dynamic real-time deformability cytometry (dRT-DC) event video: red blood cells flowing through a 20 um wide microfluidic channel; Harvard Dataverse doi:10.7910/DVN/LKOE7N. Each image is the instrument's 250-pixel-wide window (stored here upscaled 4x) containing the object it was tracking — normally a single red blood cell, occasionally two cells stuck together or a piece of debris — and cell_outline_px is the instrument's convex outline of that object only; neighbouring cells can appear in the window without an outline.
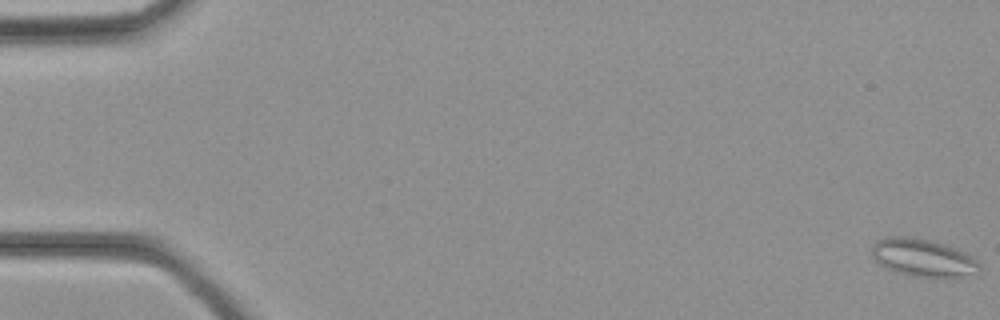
{"species": "common noctule bat (a hibernating species)", "species_latin": "Nyctalus noctula", "temperature_condition": "cold", "stored_images_in_passage": 37, "camera_frame_rate_fps": 3000, "um_per_image_px": 0.085, "animal": {"sex": "female", "body_mass_g": 21.9}, "frame": {"image": 1, "passage_image": 1, "time_ms": 0.0, "image_size_px": [1000, 320], "cell_outline_px": [[980, 272], [944, 280], [912, 276], [896, 272], [880, 264], [872, 256], [872, 244], [876, 240], [888, 236], [904, 236], [932, 240], [956, 248], [972, 256], [980, 264]], "centroid_in_image_um": [78.48, 21.93], "position_along_channel_um": 6.5, "area_um2": 24.22}}
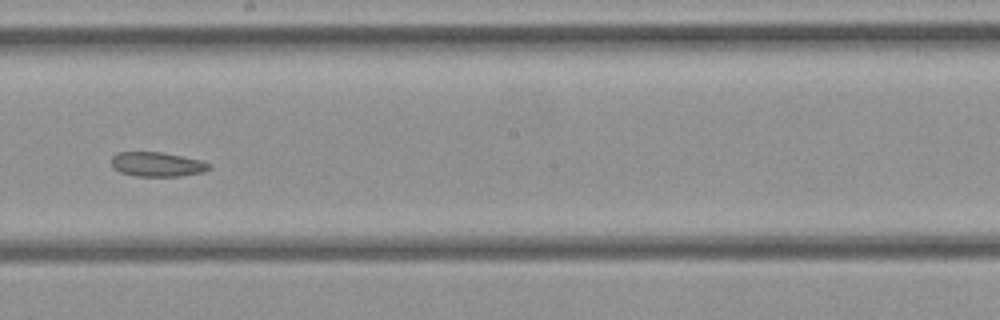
{"frame": {"image": 2, "passage_image": 21, "time_ms": 6.667, "image_size_px": [1000, 320], "cell_outline_px": [[212, 168], [204, 172], [180, 176], [136, 176], [120, 172], [112, 168], [112, 156], [116, 152], [160, 152], [200, 160], [212, 164]], "centroid_in_image_um": [13.36, 13.97], "position_along_channel_um": 234.8, "area_um2": 13.99}}
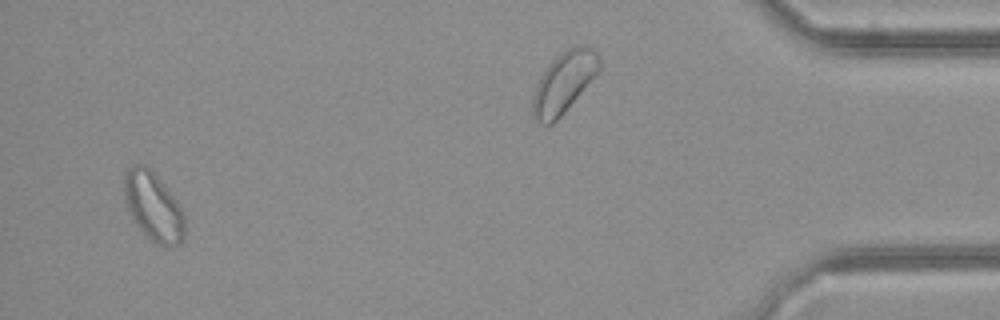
{"frame": {"image": 3, "passage_image": 35, "time_ms": 11.333, "image_size_px": [1000, 320], "cell_outline_px": [[184, 236], [176, 244], [160, 244], [152, 240], [136, 224], [128, 212], [124, 192], [124, 172], [132, 164], [144, 164], [156, 176], [176, 200], [184, 212]], "centroid_in_image_um": [13.0, 17.5], "position_along_channel_um": 422.2, "area_um2": 23.58}}